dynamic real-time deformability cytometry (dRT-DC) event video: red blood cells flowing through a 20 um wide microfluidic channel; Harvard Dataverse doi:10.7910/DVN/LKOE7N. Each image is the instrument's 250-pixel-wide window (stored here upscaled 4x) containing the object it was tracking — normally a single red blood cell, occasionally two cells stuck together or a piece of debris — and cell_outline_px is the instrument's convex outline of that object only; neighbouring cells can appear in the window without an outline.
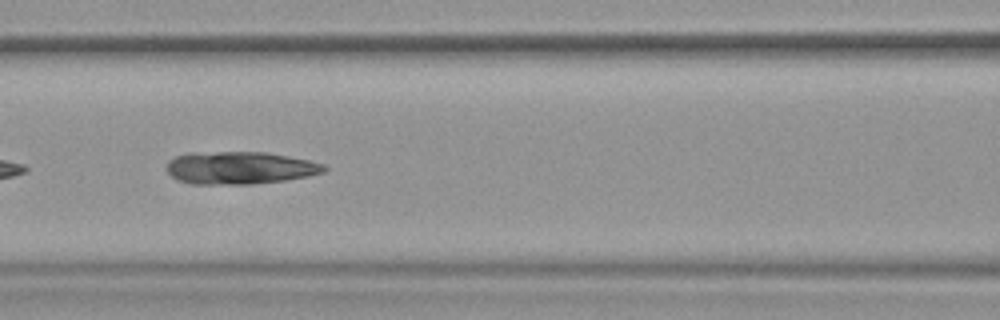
{"species": "common noctule bat (a hibernating species)", "species_latin": "Nyctalus noctula", "temperature_condition": "warm", "stored_images_in_passage": 38, "camera_frame_rate_fps": 3000, "um_per_image_px": 0.085, "animal": {"sex": "female", "body_mass_g": 19.9}, "frame": {"image": 1, "passage_image": 12, "time_ms": 3.667, "image_size_px": [1000, 320], "cell_outline_px": [[328, 168], [324, 172], [308, 176], [284, 180], [252, 184], [192, 184], [176, 180], [164, 168], [168, 160], [176, 156], [188, 152], [268, 152], [308, 160], [324, 164]], "centroid_in_image_um": [20.34, 14.26], "position_along_channel_um": 146.3, "area_um2": 30.17}, "authors_computed_cell_mechanics": {"area_um2": 28.3509, "velocity_mm_per_s": 3.8023, "shape_relaxation_time_tau1_ms": null, "shape_relaxation_time_tau2_ms": 1.9535, "deformation_change_tau1": null, "deformation_change_tau2": 0.069}}